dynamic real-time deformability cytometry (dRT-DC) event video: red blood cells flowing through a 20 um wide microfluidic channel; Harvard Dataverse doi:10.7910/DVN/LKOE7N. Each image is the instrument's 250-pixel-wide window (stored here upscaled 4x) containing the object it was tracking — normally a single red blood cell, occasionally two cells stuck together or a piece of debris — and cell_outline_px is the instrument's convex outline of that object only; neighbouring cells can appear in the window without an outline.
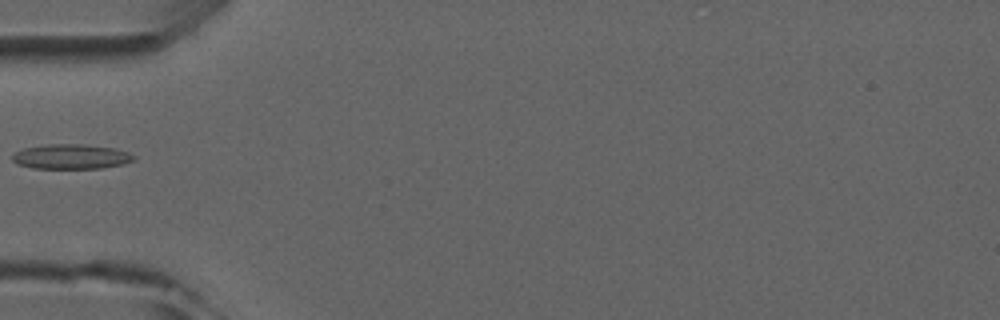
{"species": "common noctule bat (a hibernating species)", "species_latin": "Nyctalus noctula", "temperature_condition": "room temperature", "stored_images_in_passage": 4, "camera_frame_rate_fps": 3000, "um_per_image_px": 0.085, "animal": {"sex": "male", "forearm_length_mm": 52.5}, "frame": {"image": 1, "passage_image": 4, "time_ms": 4.333, "image_size_px": [1000, 320], "cell_outline_px": [[136, 160], [124, 164], [100, 168], [32, 168], [16, 164], [12, 160], [12, 156], [16, 152], [24, 148], [48, 144], [84, 144], [116, 148], [128, 152], [136, 156]], "centroid_in_image_um": [6.08, 13.31], "position_along_channel_um": 78.9, "area_um2": 17.69}}